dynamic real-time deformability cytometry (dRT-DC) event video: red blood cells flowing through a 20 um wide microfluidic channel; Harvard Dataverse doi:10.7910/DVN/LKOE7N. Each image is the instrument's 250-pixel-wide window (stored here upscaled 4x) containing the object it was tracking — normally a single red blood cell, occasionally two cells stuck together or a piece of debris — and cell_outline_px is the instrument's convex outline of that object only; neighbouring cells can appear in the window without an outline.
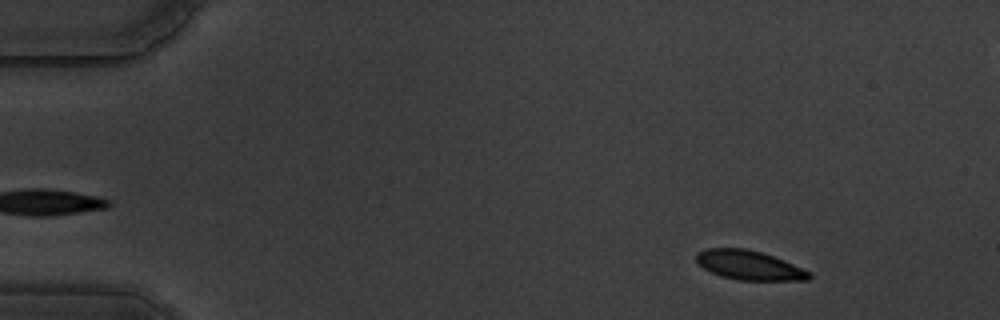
{"species": "common noctule bat (a hibernating species)", "species_latin": "Nyctalus noctula", "temperature_condition": "warm", "stored_images_in_passage": 59, "segment_of_instrument_passage": [1, 2], "camera_frame_rate_fps": 3000, "um_per_image_px": 0.085, "animal": {"sex": "male", "body_mass_g": 19.5, "forearm_length_mm": 54.6}, "frame": {"image": 1, "passage_image": 7, "time_ms": 2.0, "image_size_px": [1000, 320], "cell_outline_px": [[812, 276], [808, 280], [740, 280], [720, 276], [704, 268], [696, 260], [696, 252], [704, 248], [744, 248], [760, 252], [784, 260], [812, 272]], "centroid_in_image_um": [63.68, 22.54], "position_along_channel_um": 21.3, "area_um2": 19.25}}
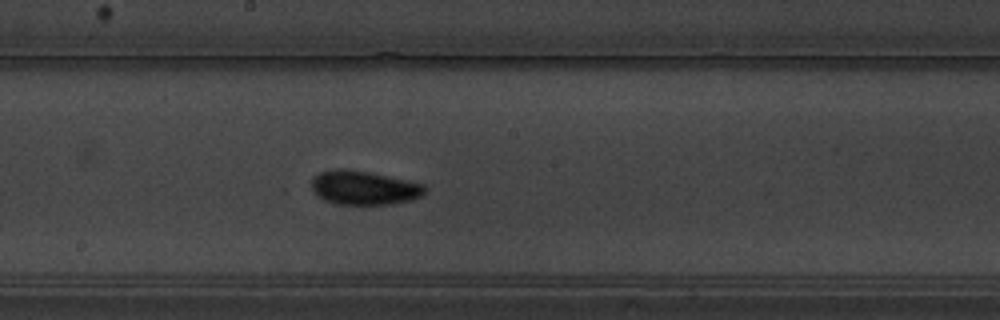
{"frame": {"image": 2, "passage_image": 32, "time_ms": 10.333, "image_size_px": [1000, 320], "cell_outline_px": [[428, 192], [412, 200], [392, 204], [336, 204], [324, 200], [312, 188], [312, 176], [320, 172], [368, 172], [424, 184], [428, 188]], "centroid_in_image_um": [31.03, 16.01], "position_along_channel_um": 217.2, "area_um2": 21.62}}
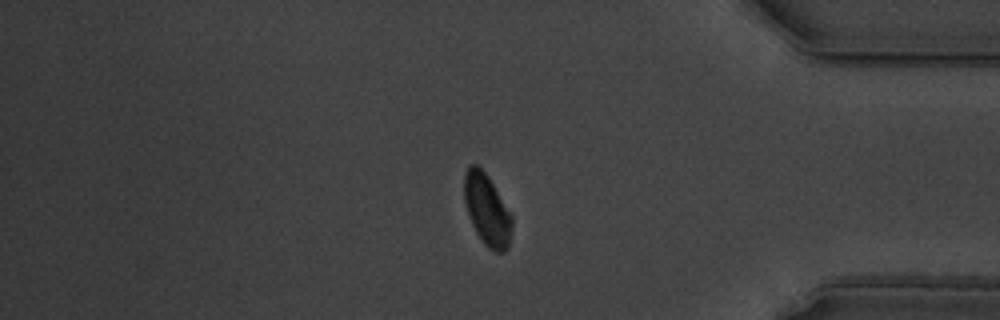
{"frame": {"image": 3, "passage_image": 49, "time_ms": 16.0, "image_size_px": [1000, 320], "cell_outline_px": [[512, 228], [508, 248], [504, 252], [496, 252], [488, 248], [484, 244], [476, 232], [468, 216], [464, 200], [464, 172], [472, 164], [476, 164], [488, 176], [512, 216]], "centroid_in_image_um": [41.39, 17.85], "position_along_channel_um": 393.8, "area_um2": 19.77}}